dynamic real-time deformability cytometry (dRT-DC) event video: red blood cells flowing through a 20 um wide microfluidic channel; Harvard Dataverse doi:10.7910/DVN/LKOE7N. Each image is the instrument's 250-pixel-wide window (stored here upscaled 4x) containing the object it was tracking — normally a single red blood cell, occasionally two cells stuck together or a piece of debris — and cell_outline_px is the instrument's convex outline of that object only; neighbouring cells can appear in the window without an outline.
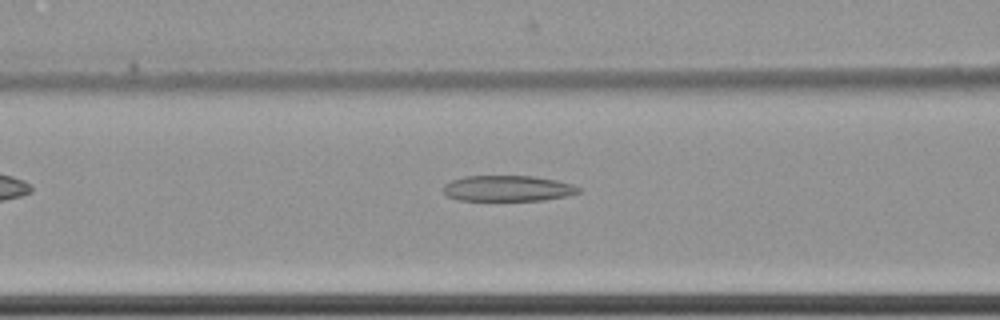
{"species": "common noctule bat (a hibernating species)", "species_latin": "Nyctalus noctula", "temperature_condition": "cold", "stored_images_in_passage": 39, "camera_frame_rate_fps": 3000, "um_per_image_px": 0.085, "animal": {"sex": "female", "body_mass_g": 22.7, "forearm_length_mm": 54.2}, "frame": {"image": 1, "passage_image": 5, "time_ms": 1.333, "image_size_px": [1000, 320], "cell_outline_px": [[584, 188], [580, 192], [564, 196], [544, 200], [460, 200], [448, 196], [444, 192], [444, 184], [452, 180], [464, 176], [532, 176], [556, 180], [572, 184]], "centroid_in_image_um": [43.18, 16.01], "position_along_channel_um": 123.4, "area_um2": 20.23}}
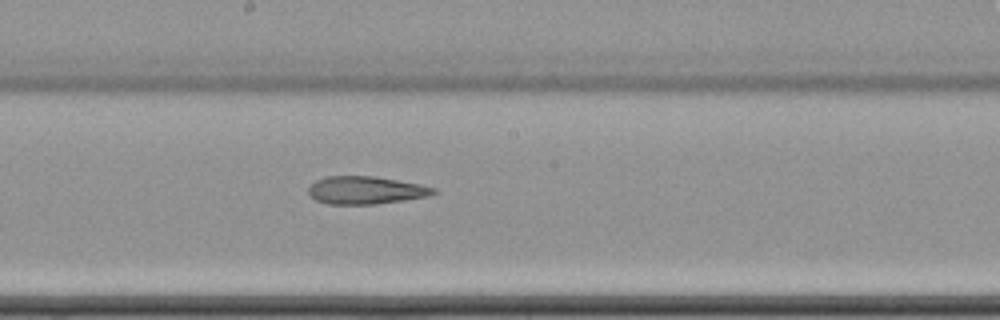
{"frame": {"image": 2, "passage_image": 13, "time_ms": 4.0, "image_size_px": [1000, 320], "cell_outline_px": [[436, 192], [428, 196], [404, 200], [376, 204], [328, 204], [316, 200], [308, 196], [308, 188], [316, 180], [324, 176], [376, 176], [420, 184], [436, 188]], "centroid_in_image_um": [31.06, 16.16], "position_along_channel_um": 217.1, "area_um2": 20.35}}
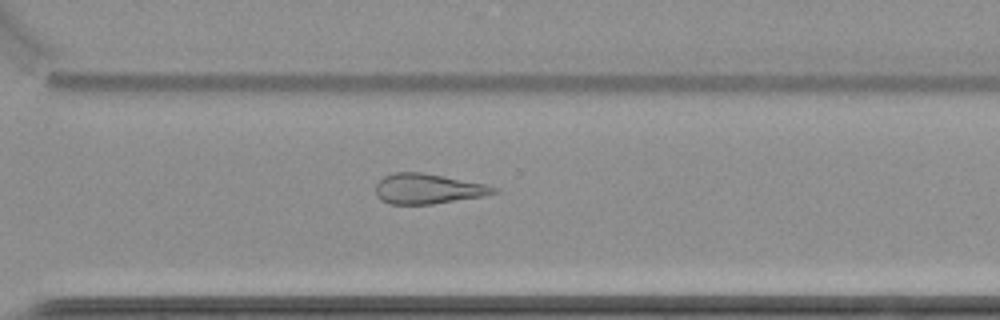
{"frame": {"image": 3, "passage_image": 23, "time_ms": 7.333, "image_size_px": [1000, 320], "cell_outline_px": [[500, 192], [484, 196], [432, 204], [392, 204], [380, 200], [376, 196], [376, 184], [384, 176], [392, 172], [424, 172], [484, 184], [500, 188]], "centroid_in_image_um": [36.38, 16.04], "position_along_channel_um": 334.2, "area_um2": 20.87}}